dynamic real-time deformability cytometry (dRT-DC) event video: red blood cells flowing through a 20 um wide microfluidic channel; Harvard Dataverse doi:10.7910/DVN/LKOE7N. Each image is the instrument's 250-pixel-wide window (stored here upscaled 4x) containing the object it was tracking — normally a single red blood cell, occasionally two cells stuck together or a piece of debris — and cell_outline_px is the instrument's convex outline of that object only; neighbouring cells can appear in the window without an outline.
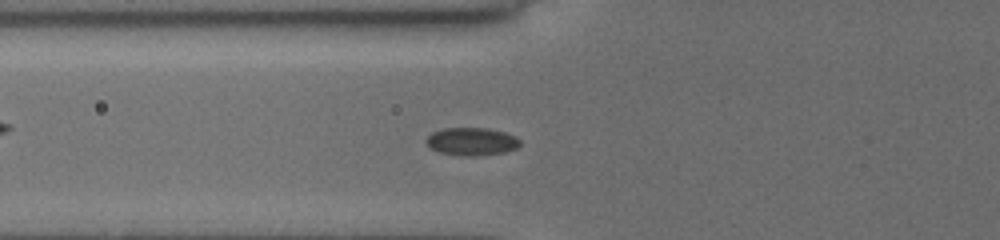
{"species": "common noctule bat (a hibernating species)", "species_latin": "Nyctalus noctula", "temperature_condition": "cold", "stored_images_in_passage": 53, "camera_frame_rate_fps": 3000, "um_per_image_px": 0.085, "animal": {"sex": "female", "body_mass_g": 19.5, "forearm_length_mm": 54.1}, "frame": {"image": 1, "passage_image": 21, "time_ms": 6.667, "image_size_px": [1000, 240], "cell_outline_px": [[520, 144], [516, 148], [504, 152], [476, 156], [460, 156], [440, 152], [428, 148], [424, 140], [432, 132], [444, 128], [488, 128], [504, 132], [516, 136], [520, 140]], "centroid_in_image_um": [40.05, 12.03], "position_along_channel_um": 85.7, "area_um2": 15.37}}
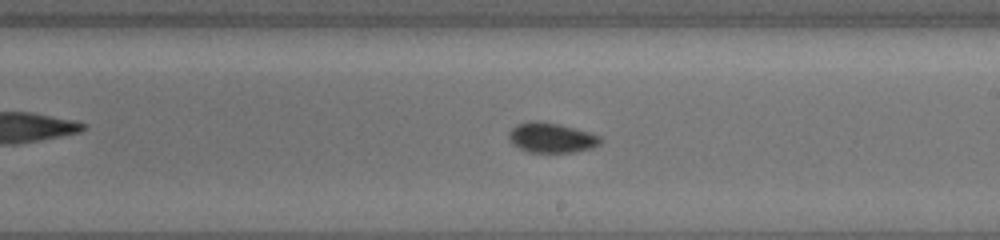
{"frame": {"image": 2, "passage_image": 33, "time_ms": 10.667, "image_size_px": [1000, 240], "cell_outline_px": [[600, 144], [592, 148], [572, 152], [528, 152], [512, 144], [508, 136], [508, 132], [516, 124], [532, 120], [536, 120], [560, 124], [588, 132], [600, 136]], "centroid_in_image_um": [46.83, 11.7], "position_along_channel_um": 242.2, "area_um2": 15.95}}
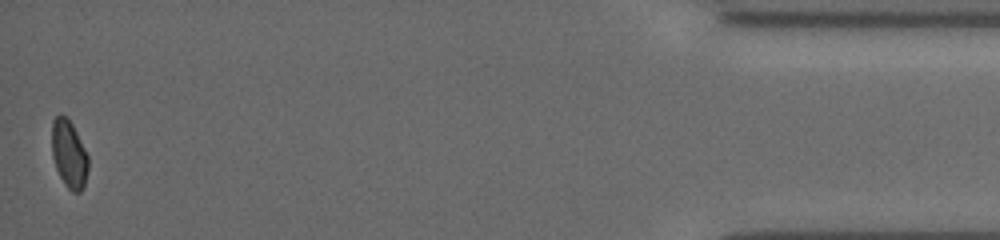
{"frame": {"image": 3, "passage_image": 53, "time_ms": 17.333, "image_size_px": [1000, 240], "cell_outline_px": [[88, 168], [84, 184], [80, 192], [72, 192], [64, 184], [56, 168], [52, 156], [52, 120], [56, 116], [64, 116], [72, 124], [88, 156]], "centroid_in_image_um": [5.85, 13.12], "position_along_channel_um": 429.3, "area_um2": 14.1}, "authors_computed_cell_mechanics": {"area_um2": 15.028, "velocity_mm_per_s": 3.9041, "shape_relaxation_time_tau1_ms": null, "shape_relaxation_time_tau2_ms": 2.3827, "deformation_change_tau1": null, "deformation_change_tau2": 0.0518}}